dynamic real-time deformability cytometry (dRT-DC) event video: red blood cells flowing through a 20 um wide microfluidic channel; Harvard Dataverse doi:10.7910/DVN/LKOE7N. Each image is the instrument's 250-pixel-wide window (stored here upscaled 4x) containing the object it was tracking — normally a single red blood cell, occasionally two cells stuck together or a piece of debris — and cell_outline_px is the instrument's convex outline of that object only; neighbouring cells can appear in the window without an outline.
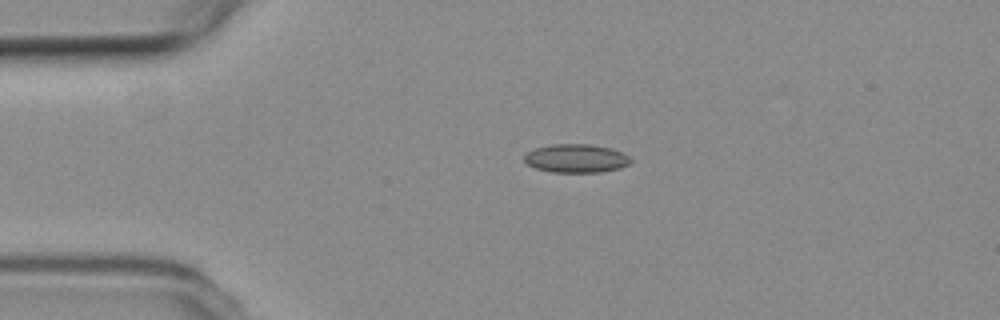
{"species": "common noctule bat (a hibernating species)", "species_latin": "Nyctalus noctula", "temperature_condition": "room temperature", "stored_images_in_passage": 4, "camera_frame_rate_fps": 3000, "um_per_image_px": 0.085, "animal": {"sex": "female", "body_mass_g": 19.3, "forearm_length_mm": 54.1}, "frame": {"image": 1, "passage_image": 3, "time_ms": 2.333, "image_size_px": [1000, 320], "cell_outline_px": [[632, 160], [628, 164], [620, 168], [600, 172], [552, 172], [536, 168], [528, 164], [524, 160], [524, 156], [528, 152], [536, 148], [552, 144], [588, 144], [612, 148], [624, 152]], "centroid_in_image_um": [49.0, 13.46], "position_along_channel_um": 36.0, "area_um2": 17.63}}